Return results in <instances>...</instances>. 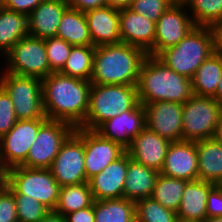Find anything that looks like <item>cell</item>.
Segmentation results:
<instances>
[{"label":"cell","instance_id":"cell-31","mask_svg":"<svg viewBox=\"0 0 222 222\" xmlns=\"http://www.w3.org/2000/svg\"><path fill=\"white\" fill-rule=\"evenodd\" d=\"M89 182L60 187L59 200L55 211L63 216L93 204Z\"/></svg>","mask_w":222,"mask_h":222},{"label":"cell","instance_id":"cell-47","mask_svg":"<svg viewBox=\"0 0 222 222\" xmlns=\"http://www.w3.org/2000/svg\"><path fill=\"white\" fill-rule=\"evenodd\" d=\"M7 181V169L4 167L2 160L0 159V189L6 187Z\"/></svg>","mask_w":222,"mask_h":222},{"label":"cell","instance_id":"cell-4","mask_svg":"<svg viewBox=\"0 0 222 222\" xmlns=\"http://www.w3.org/2000/svg\"><path fill=\"white\" fill-rule=\"evenodd\" d=\"M214 53L210 27L195 26L177 45L156 57L176 73L192 79L199 66Z\"/></svg>","mask_w":222,"mask_h":222},{"label":"cell","instance_id":"cell-43","mask_svg":"<svg viewBox=\"0 0 222 222\" xmlns=\"http://www.w3.org/2000/svg\"><path fill=\"white\" fill-rule=\"evenodd\" d=\"M66 222H95L93 204L90 207L64 215Z\"/></svg>","mask_w":222,"mask_h":222},{"label":"cell","instance_id":"cell-18","mask_svg":"<svg viewBox=\"0 0 222 222\" xmlns=\"http://www.w3.org/2000/svg\"><path fill=\"white\" fill-rule=\"evenodd\" d=\"M171 142L145 127L133 140L126 152L138 163L160 173Z\"/></svg>","mask_w":222,"mask_h":222},{"label":"cell","instance_id":"cell-38","mask_svg":"<svg viewBox=\"0 0 222 222\" xmlns=\"http://www.w3.org/2000/svg\"><path fill=\"white\" fill-rule=\"evenodd\" d=\"M17 122L13 102L0 86V139L7 134Z\"/></svg>","mask_w":222,"mask_h":222},{"label":"cell","instance_id":"cell-2","mask_svg":"<svg viewBox=\"0 0 222 222\" xmlns=\"http://www.w3.org/2000/svg\"><path fill=\"white\" fill-rule=\"evenodd\" d=\"M147 53L140 47L117 43L96 47L91 84L137 85Z\"/></svg>","mask_w":222,"mask_h":222},{"label":"cell","instance_id":"cell-23","mask_svg":"<svg viewBox=\"0 0 222 222\" xmlns=\"http://www.w3.org/2000/svg\"><path fill=\"white\" fill-rule=\"evenodd\" d=\"M214 186L200 179L187 181L177 212L179 222H203L207 218V197Z\"/></svg>","mask_w":222,"mask_h":222},{"label":"cell","instance_id":"cell-30","mask_svg":"<svg viewBox=\"0 0 222 222\" xmlns=\"http://www.w3.org/2000/svg\"><path fill=\"white\" fill-rule=\"evenodd\" d=\"M187 180L178 179L159 173L151 198L163 207L178 212Z\"/></svg>","mask_w":222,"mask_h":222},{"label":"cell","instance_id":"cell-36","mask_svg":"<svg viewBox=\"0 0 222 222\" xmlns=\"http://www.w3.org/2000/svg\"><path fill=\"white\" fill-rule=\"evenodd\" d=\"M14 198L18 222H39L49 211L47 207L28 195L14 193Z\"/></svg>","mask_w":222,"mask_h":222},{"label":"cell","instance_id":"cell-1","mask_svg":"<svg viewBox=\"0 0 222 222\" xmlns=\"http://www.w3.org/2000/svg\"><path fill=\"white\" fill-rule=\"evenodd\" d=\"M91 82L61 73L42 79V99L46 117L80 127L89 108Z\"/></svg>","mask_w":222,"mask_h":222},{"label":"cell","instance_id":"cell-39","mask_svg":"<svg viewBox=\"0 0 222 222\" xmlns=\"http://www.w3.org/2000/svg\"><path fill=\"white\" fill-rule=\"evenodd\" d=\"M0 222H18L14 192L7 185L0 192Z\"/></svg>","mask_w":222,"mask_h":222},{"label":"cell","instance_id":"cell-49","mask_svg":"<svg viewBox=\"0 0 222 222\" xmlns=\"http://www.w3.org/2000/svg\"><path fill=\"white\" fill-rule=\"evenodd\" d=\"M216 100L222 104V76L219 80L218 87L216 90Z\"/></svg>","mask_w":222,"mask_h":222},{"label":"cell","instance_id":"cell-24","mask_svg":"<svg viewBox=\"0 0 222 222\" xmlns=\"http://www.w3.org/2000/svg\"><path fill=\"white\" fill-rule=\"evenodd\" d=\"M159 172L131 159L128 154V167L124 182L123 198L138 201L149 198Z\"/></svg>","mask_w":222,"mask_h":222},{"label":"cell","instance_id":"cell-11","mask_svg":"<svg viewBox=\"0 0 222 222\" xmlns=\"http://www.w3.org/2000/svg\"><path fill=\"white\" fill-rule=\"evenodd\" d=\"M74 130L75 128L67 122L48 119L39 128L26 161L21 166L50 169L61 145Z\"/></svg>","mask_w":222,"mask_h":222},{"label":"cell","instance_id":"cell-3","mask_svg":"<svg viewBox=\"0 0 222 222\" xmlns=\"http://www.w3.org/2000/svg\"><path fill=\"white\" fill-rule=\"evenodd\" d=\"M136 87L142 105L157 101L184 104L193 95L190 78L176 73L156 56L150 55L141 65Z\"/></svg>","mask_w":222,"mask_h":222},{"label":"cell","instance_id":"cell-19","mask_svg":"<svg viewBox=\"0 0 222 222\" xmlns=\"http://www.w3.org/2000/svg\"><path fill=\"white\" fill-rule=\"evenodd\" d=\"M128 167V153L109 164L88 180L94 200L123 198Z\"/></svg>","mask_w":222,"mask_h":222},{"label":"cell","instance_id":"cell-5","mask_svg":"<svg viewBox=\"0 0 222 222\" xmlns=\"http://www.w3.org/2000/svg\"><path fill=\"white\" fill-rule=\"evenodd\" d=\"M138 102L136 85L92 84L88 112L80 127L96 130L104 121L131 110Z\"/></svg>","mask_w":222,"mask_h":222},{"label":"cell","instance_id":"cell-42","mask_svg":"<svg viewBox=\"0 0 222 222\" xmlns=\"http://www.w3.org/2000/svg\"><path fill=\"white\" fill-rule=\"evenodd\" d=\"M68 8H73L83 13L106 6V0H65Z\"/></svg>","mask_w":222,"mask_h":222},{"label":"cell","instance_id":"cell-26","mask_svg":"<svg viewBox=\"0 0 222 222\" xmlns=\"http://www.w3.org/2000/svg\"><path fill=\"white\" fill-rule=\"evenodd\" d=\"M221 76L222 57L214 52L199 66L191 79L192 93L216 99V90Z\"/></svg>","mask_w":222,"mask_h":222},{"label":"cell","instance_id":"cell-6","mask_svg":"<svg viewBox=\"0 0 222 222\" xmlns=\"http://www.w3.org/2000/svg\"><path fill=\"white\" fill-rule=\"evenodd\" d=\"M6 185L16 194L35 198L49 210H55L60 185L50 169L13 167L7 170Z\"/></svg>","mask_w":222,"mask_h":222},{"label":"cell","instance_id":"cell-37","mask_svg":"<svg viewBox=\"0 0 222 222\" xmlns=\"http://www.w3.org/2000/svg\"><path fill=\"white\" fill-rule=\"evenodd\" d=\"M175 2L176 0H132L129 8L156 23Z\"/></svg>","mask_w":222,"mask_h":222},{"label":"cell","instance_id":"cell-8","mask_svg":"<svg viewBox=\"0 0 222 222\" xmlns=\"http://www.w3.org/2000/svg\"><path fill=\"white\" fill-rule=\"evenodd\" d=\"M0 86L12 100L17 120L47 118L43 108L42 79L2 72Z\"/></svg>","mask_w":222,"mask_h":222},{"label":"cell","instance_id":"cell-35","mask_svg":"<svg viewBox=\"0 0 222 222\" xmlns=\"http://www.w3.org/2000/svg\"><path fill=\"white\" fill-rule=\"evenodd\" d=\"M51 73H59L68 59L72 45L57 36L44 39Z\"/></svg>","mask_w":222,"mask_h":222},{"label":"cell","instance_id":"cell-7","mask_svg":"<svg viewBox=\"0 0 222 222\" xmlns=\"http://www.w3.org/2000/svg\"><path fill=\"white\" fill-rule=\"evenodd\" d=\"M222 104L214 97L192 95L183 104L182 140L199 141L213 138Z\"/></svg>","mask_w":222,"mask_h":222},{"label":"cell","instance_id":"cell-27","mask_svg":"<svg viewBox=\"0 0 222 222\" xmlns=\"http://www.w3.org/2000/svg\"><path fill=\"white\" fill-rule=\"evenodd\" d=\"M27 35H29L28 16L1 6L0 54H6L21 38Z\"/></svg>","mask_w":222,"mask_h":222},{"label":"cell","instance_id":"cell-44","mask_svg":"<svg viewBox=\"0 0 222 222\" xmlns=\"http://www.w3.org/2000/svg\"><path fill=\"white\" fill-rule=\"evenodd\" d=\"M213 34L214 52L222 57V21L210 27Z\"/></svg>","mask_w":222,"mask_h":222},{"label":"cell","instance_id":"cell-32","mask_svg":"<svg viewBox=\"0 0 222 222\" xmlns=\"http://www.w3.org/2000/svg\"><path fill=\"white\" fill-rule=\"evenodd\" d=\"M96 47L73 46L68 59L59 72L63 75L90 81L93 71V56Z\"/></svg>","mask_w":222,"mask_h":222},{"label":"cell","instance_id":"cell-13","mask_svg":"<svg viewBox=\"0 0 222 222\" xmlns=\"http://www.w3.org/2000/svg\"><path fill=\"white\" fill-rule=\"evenodd\" d=\"M186 9L182 1H176L159 17L155 43L147 55L157 56L166 48L177 45L196 26Z\"/></svg>","mask_w":222,"mask_h":222},{"label":"cell","instance_id":"cell-28","mask_svg":"<svg viewBox=\"0 0 222 222\" xmlns=\"http://www.w3.org/2000/svg\"><path fill=\"white\" fill-rule=\"evenodd\" d=\"M57 37L72 46L93 45L85 14L73 8H67L64 11L59 23Z\"/></svg>","mask_w":222,"mask_h":222},{"label":"cell","instance_id":"cell-41","mask_svg":"<svg viewBox=\"0 0 222 222\" xmlns=\"http://www.w3.org/2000/svg\"><path fill=\"white\" fill-rule=\"evenodd\" d=\"M43 0H1V6L29 15Z\"/></svg>","mask_w":222,"mask_h":222},{"label":"cell","instance_id":"cell-50","mask_svg":"<svg viewBox=\"0 0 222 222\" xmlns=\"http://www.w3.org/2000/svg\"><path fill=\"white\" fill-rule=\"evenodd\" d=\"M203 222H222V217H207Z\"/></svg>","mask_w":222,"mask_h":222},{"label":"cell","instance_id":"cell-33","mask_svg":"<svg viewBox=\"0 0 222 222\" xmlns=\"http://www.w3.org/2000/svg\"><path fill=\"white\" fill-rule=\"evenodd\" d=\"M191 11V18L196 26L211 27L222 21V0H182ZM190 8V10H189Z\"/></svg>","mask_w":222,"mask_h":222},{"label":"cell","instance_id":"cell-46","mask_svg":"<svg viewBox=\"0 0 222 222\" xmlns=\"http://www.w3.org/2000/svg\"><path fill=\"white\" fill-rule=\"evenodd\" d=\"M131 3L132 0H106V6L117 10L129 8Z\"/></svg>","mask_w":222,"mask_h":222},{"label":"cell","instance_id":"cell-14","mask_svg":"<svg viewBox=\"0 0 222 222\" xmlns=\"http://www.w3.org/2000/svg\"><path fill=\"white\" fill-rule=\"evenodd\" d=\"M145 127V106L138 102L131 110L104 121L95 131L127 150Z\"/></svg>","mask_w":222,"mask_h":222},{"label":"cell","instance_id":"cell-15","mask_svg":"<svg viewBox=\"0 0 222 222\" xmlns=\"http://www.w3.org/2000/svg\"><path fill=\"white\" fill-rule=\"evenodd\" d=\"M85 149V173L89 180L120 158L126 150L110 139L102 137L95 130L82 128Z\"/></svg>","mask_w":222,"mask_h":222},{"label":"cell","instance_id":"cell-48","mask_svg":"<svg viewBox=\"0 0 222 222\" xmlns=\"http://www.w3.org/2000/svg\"><path fill=\"white\" fill-rule=\"evenodd\" d=\"M214 138L217 139L218 141L222 142V110H221V113H220L219 121L217 123Z\"/></svg>","mask_w":222,"mask_h":222},{"label":"cell","instance_id":"cell-10","mask_svg":"<svg viewBox=\"0 0 222 222\" xmlns=\"http://www.w3.org/2000/svg\"><path fill=\"white\" fill-rule=\"evenodd\" d=\"M50 170L60 187L88 182L81 127L75 128L63 142Z\"/></svg>","mask_w":222,"mask_h":222},{"label":"cell","instance_id":"cell-21","mask_svg":"<svg viewBox=\"0 0 222 222\" xmlns=\"http://www.w3.org/2000/svg\"><path fill=\"white\" fill-rule=\"evenodd\" d=\"M84 14L95 47L121 42L119 10L104 6L87 11Z\"/></svg>","mask_w":222,"mask_h":222},{"label":"cell","instance_id":"cell-29","mask_svg":"<svg viewBox=\"0 0 222 222\" xmlns=\"http://www.w3.org/2000/svg\"><path fill=\"white\" fill-rule=\"evenodd\" d=\"M95 222H136L135 201L120 199L94 200Z\"/></svg>","mask_w":222,"mask_h":222},{"label":"cell","instance_id":"cell-45","mask_svg":"<svg viewBox=\"0 0 222 222\" xmlns=\"http://www.w3.org/2000/svg\"><path fill=\"white\" fill-rule=\"evenodd\" d=\"M39 222H66V220L61 213L49 210Z\"/></svg>","mask_w":222,"mask_h":222},{"label":"cell","instance_id":"cell-9","mask_svg":"<svg viewBox=\"0 0 222 222\" xmlns=\"http://www.w3.org/2000/svg\"><path fill=\"white\" fill-rule=\"evenodd\" d=\"M3 56L8 62L5 63L7 68L5 67L4 72L39 79L51 74L44 39L27 35Z\"/></svg>","mask_w":222,"mask_h":222},{"label":"cell","instance_id":"cell-22","mask_svg":"<svg viewBox=\"0 0 222 222\" xmlns=\"http://www.w3.org/2000/svg\"><path fill=\"white\" fill-rule=\"evenodd\" d=\"M68 7L65 0H43L29 15V35L46 39L57 36L59 23Z\"/></svg>","mask_w":222,"mask_h":222},{"label":"cell","instance_id":"cell-40","mask_svg":"<svg viewBox=\"0 0 222 222\" xmlns=\"http://www.w3.org/2000/svg\"><path fill=\"white\" fill-rule=\"evenodd\" d=\"M207 217H222V186L215 185L208 193Z\"/></svg>","mask_w":222,"mask_h":222},{"label":"cell","instance_id":"cell-34","mask_svg":"<svg viewBox=\"0 0 222 222\" xmlns=\"http://www.w3.org/2000/svg\"><path fill=\"white\" fill-rule=\"evenodd\" d=\"M136 222H179L177 212L163 207L151 197L135 201Z\"/></svg>","mask_w":222,"mask_h":222},{"label":"cell","instance_id":"cell-17","mask_svg":"<svg viewBox=\"0 0 222 222\" xmlns=\"http://www.w3.org/2000/svg\"><path fill=\"white\" fill-rule=\"evenodd\" d=\"M160 173L187 181L198 179L196 141L180 140L171 142Z\"/></svg>","mask_w":222,"mask_h":222},{"label":"cell","instance_id":"cell-20","mask_svg":"<svg viewBox=\"0 0 222 222\" xmlns=\"http://www.w3.org/2000/svg\"><path fill=\"white\" fill-rule=\"evenodd\" d=\"M121 42L140 47L146 53L154 46L156 23L130 8L119 10Z\"/></svg>","mask_w":222,"mask_h":222},{"label":"cell","instance_id":"cell-16","mask_svg":"<svg viewBox=\"0 0 222 222\" xmlns=\"http://www.w3.org/2000/svg\"><path fill=\"white\" fill-rule=\"evenodd\" d=\"M144 106L146 127L170 142L182 140L183 104L157 101Z\"/></svg>","mask_w":222,"mask_h":222},{"label":"cell","instance_id":"cell-12","mask_svg":"<svg viewBox=\"0 0 222 222\" xmlns=\"http://www.w3.org/2000/svg\"><path fill=\"white\" fill-rule=\"evenodd\" d=\"M48 118L17 120L13 128L0 139V159L8 170L21 166L27 158L39 128Z\"/></svg>","mask_w":222,"mask_h":222},{"label":"cell","instance_id":"cell-25","mask_svg":"<svg viewBox=\"0 0 222 222\" xmlns=\"http://www.w3.org/2000/svg\"><path fill=\"white\" fill-rule=\"evenodd\" d=\"M198 154V179L222 184V142L208 138L196 141Z\"/></svg>","mask_w":222,"mask_h":222}]
</instances>
